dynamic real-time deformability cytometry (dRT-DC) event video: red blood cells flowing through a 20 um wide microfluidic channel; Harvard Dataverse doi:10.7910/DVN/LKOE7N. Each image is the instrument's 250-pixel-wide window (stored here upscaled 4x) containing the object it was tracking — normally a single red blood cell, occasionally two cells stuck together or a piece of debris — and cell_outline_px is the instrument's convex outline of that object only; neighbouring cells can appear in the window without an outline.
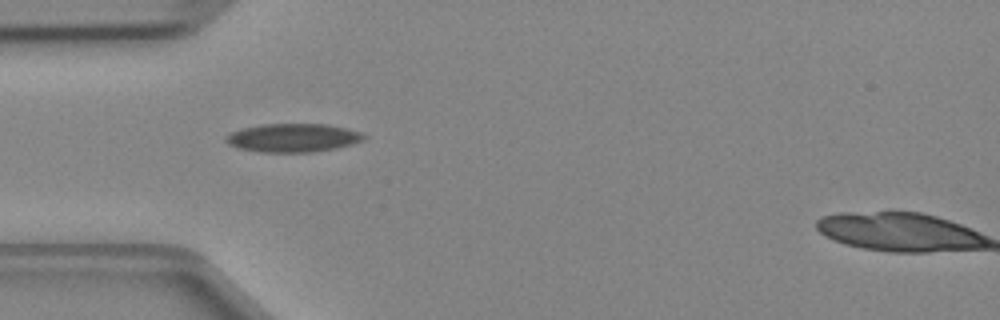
{"species": "Egyptian fruit bat (a non-hibernating species)", "species_latin": "Rousettus aegyptiacus", "temperature_condition": "cold", "stored_images_in_passage": 35, "segment_of_instrument_passage": [1, 2], "camera_frame_rate_fps": 3000, "um_per_image_px": 0.085, "animal": {"sex": "female"}, "frame": {"image": 1, "passage_image": 1, "time_ms": 0.0, "image_size_px": [1000, 320], "cell_outline_px": [[368, 136], [364, 140], [352, 144], [336, 148], [312, 152], [260, 152], [240, 148], [228, 144], [224, 140], [232, 132], [244, 128], [264, 124], [328, 124], [360, 132]], "centroid_in_image_um": [24.94, 11.71], "position_along_channel_um": 60.1, "area_um2": 22.72}}
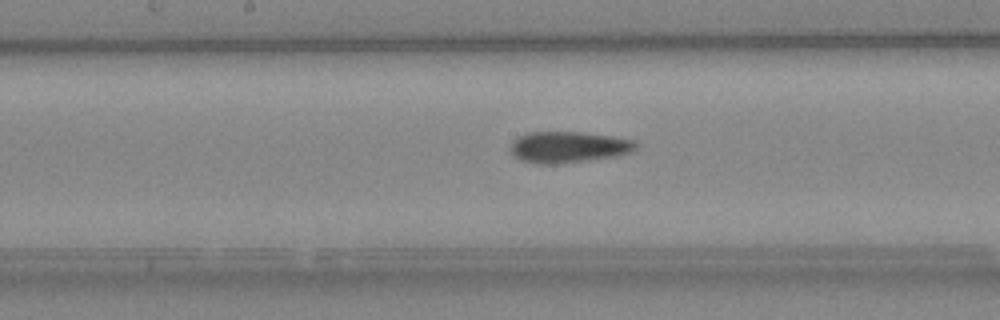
{"frame": {"image": 2, "passage_image": 11, "time_ms": 3.333, "image_size_px": [1000, 320], "cell_outline_px": [[636, 148], [632, 152], [616, 156], [556, 164], [536, 164], [520, 160], [512, 156], [512, 140], [528, 132], [580, 132], [612, 136], [632, 140], [636, 144]], "centroid_in_image_um": [48.28, 12.51], "position_along_channel_um": 199.9, "area_um2": 22.72}}
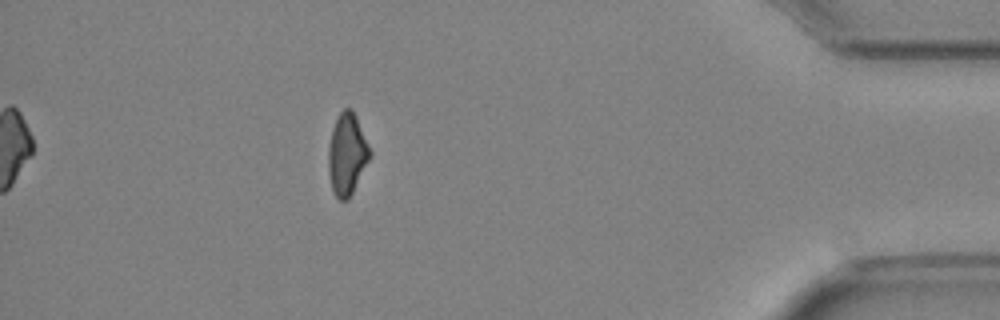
{"frame": {"image": 3, "passage_image": 29, "time_ms": 9.333, "image_size_px": [1000, 320], "cell_outline_px": [[372, 156], [348, 200], [340, 200], [336, 196], [332, 188], [328, 172], [328, 148], [332, 128], [340, 112], [344, 108], [352, 108], [356, 116], [372, 152]], "centroid_in_image_um": [29.51, 13.1], "position_along_channel_um": 405.7, "area_um2": 19.83}}